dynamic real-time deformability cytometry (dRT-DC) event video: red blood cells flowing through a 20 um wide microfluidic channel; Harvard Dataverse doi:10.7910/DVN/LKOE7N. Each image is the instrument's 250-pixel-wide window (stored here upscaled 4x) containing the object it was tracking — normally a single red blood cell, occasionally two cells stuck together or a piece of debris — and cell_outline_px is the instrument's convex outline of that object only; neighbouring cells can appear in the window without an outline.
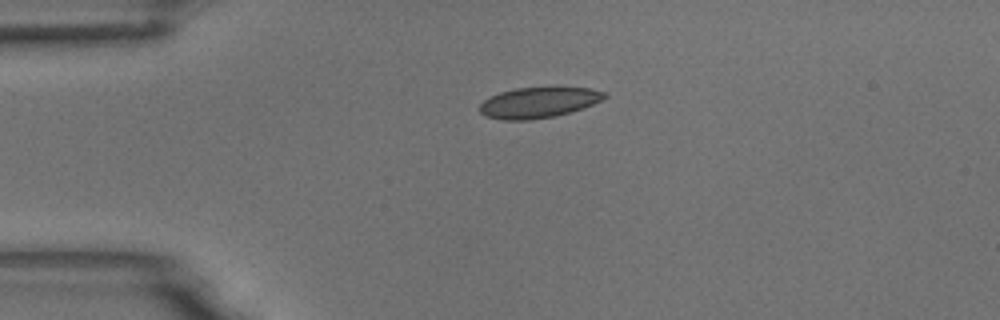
{"species": "common noctule bat (a hibernating species)", "species_latin": "Nyctalus noctula", "temperature_condition": "room temperature", "stored_images_in_passage": 2, "camera_frame_rate_fps": 3000, "um_per_image_px": 0.085, "animal": {"sex": "male", "body_mass_g": 18.8}, "frame": {"image": 1, "passage_image": 1, "time_ms": 0.0, "image_size_px": [1000, 320], "cell_outline_px": [[608, 96], [584, 108], [556, 116], [528, 120], [504, 120], [484, 116], [480, 112], [480, 104], [484, 100], [500, 92], [516, 88], [592, 88], [608, 92]], "centroid_in_image_um": [45.79, 8.72], "position_along_channel_um": 39.2, "area_um2": 22.2}}